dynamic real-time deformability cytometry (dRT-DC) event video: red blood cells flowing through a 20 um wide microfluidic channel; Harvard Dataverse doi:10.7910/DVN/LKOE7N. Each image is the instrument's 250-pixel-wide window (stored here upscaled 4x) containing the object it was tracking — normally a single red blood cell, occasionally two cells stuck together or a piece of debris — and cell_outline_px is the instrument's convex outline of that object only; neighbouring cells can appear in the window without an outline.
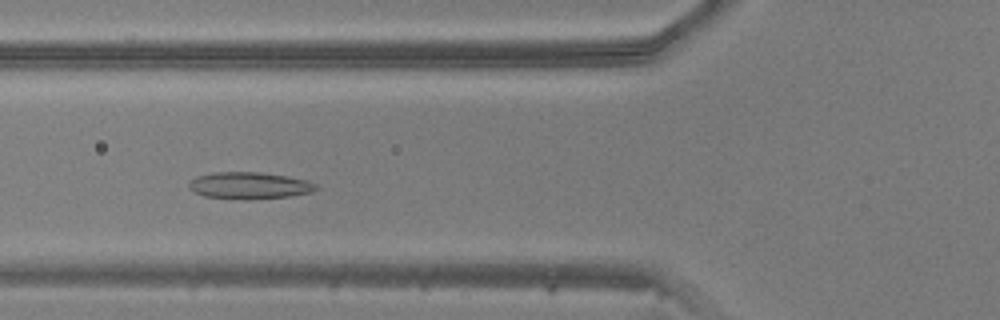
{"species": "common noctule bat (a hibernating species)", "species_latin": "Nyctalus noctula", "temperature_condition": "warm", "stored_images_in_passage": 45, "camera_frame_rate_fps": 3000, "um_per_image_px": 0.085, "animal": {"sex": "male", "body_mass_g": 20.5, "forearm_length_mm": 52.5}, "frame": {"image": 1, "passage_image": 15, "time_ms": 4.667, "image_size_px": [1000, 320], "cell_outline_px": [[320, 188], [312, 192], [288, 196], [244, 200], [240, 200], [204, 196], [188, 188], [188, 184], [196, 176], [212, 172], [260, 172], [288, 176], [308, 180], [316, 184]], "centroid_in_image_um": [21.21, 15.77], "position_along_channel_um": 104.6, "area_um2": 20.06}}
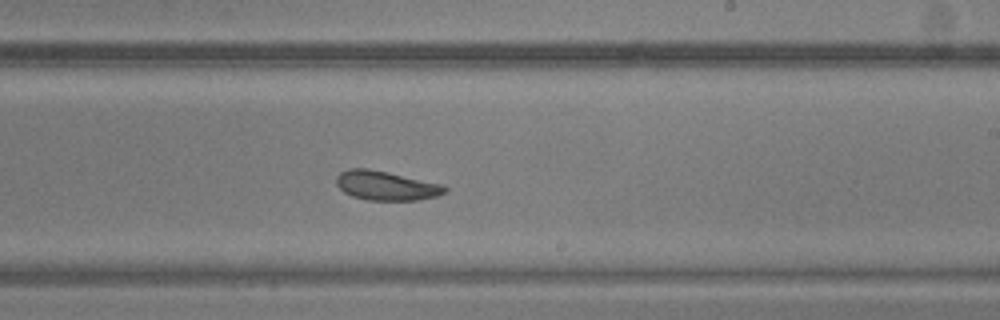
{"frame": {"image": 2, "passage_image": 26, "time_ms": 8.333, "image_size_px": [1000, 320], "cell_outline_px": [[448, 192], [436, 196], [420, 200], [368, 200], [352, 196], [344, 192], [336, 184], [336, 176], [340, 172], [348, 168], [368, 168], [388, 172], [444, 184], [448, 188]], "centroid_in_image_um": [32.84, 15.77], "position_along_channel_um": 256.2, "area_um2": 18.73}}
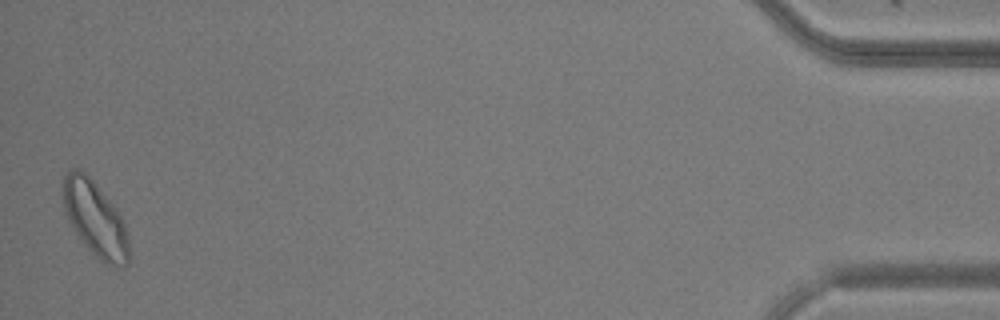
{"frame": {"image": 3, "passage_image": 45, "time_ms": 14.667, "image_size_px": [1000, 320], "cell_outline_px": [[128, 264], [120, 268], [112, 268], [104, 264], [88, 248], [76, 232], [68, 220], [64, 208], [64, 176], [72, 168], [80, 168], [96, 184], [116, 208], [124, 220], [128, 240]], "centroid_in_image_um": [8.12, 18.64], "position_along_channel_um": 427.1, "area_um2": 28.55}}